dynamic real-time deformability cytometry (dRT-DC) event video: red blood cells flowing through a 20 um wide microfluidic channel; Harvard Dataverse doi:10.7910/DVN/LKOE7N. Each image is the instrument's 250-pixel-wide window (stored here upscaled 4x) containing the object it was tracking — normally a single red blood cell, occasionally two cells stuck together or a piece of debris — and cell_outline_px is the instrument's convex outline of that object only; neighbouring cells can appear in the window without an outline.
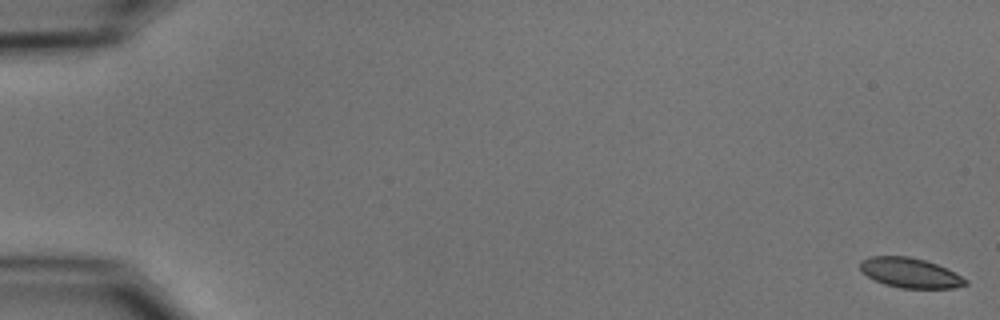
{"species": "common noctule bat (a hibernating species)", "species_latin": "Nyctalus noctula", "temperature_condition": "cold", "stored_images_in_passage": 56, "camera_frame_rate_fps": 3000, "um_per_image_px": 0.085, "animal": {"sex": "male", "body_mass_g": 15.6}, "frame": {"image": 1, "passage_image": 1, "time_ms": 0.0, "image_size_px": [1000, 320], "cell_outline_px": [[968, 284], [956, 288], [900, 288], [884, 284], [860, 272], [860, 260], [868, 256], [908, 256], [924, 260], [936, 264], [968, 280]], "centroid_in_image_um": [77.32, 23.19], "position_along_channel_um": 7.7, "area_um2": 18.26}}
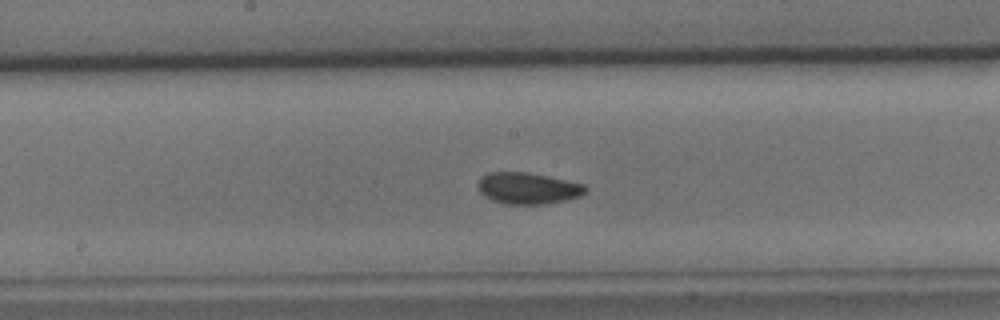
{"frame": {"image": 2, "passage_image": 30, "time_ms": 9.667, "image_size_px": [1000, 320], "cell_outline_px": [[588, 188], [580, 196], [548, 204], [508, 204], [492, 200], [484, 196], [480, 192], [480, 180], [488, 172], [528, 172], [548, 176], [584, 184]], "centroid_in_image_um": [44.9, 16.0], "position_along_channel_um": 203.3, "area_um2": 19.48}}
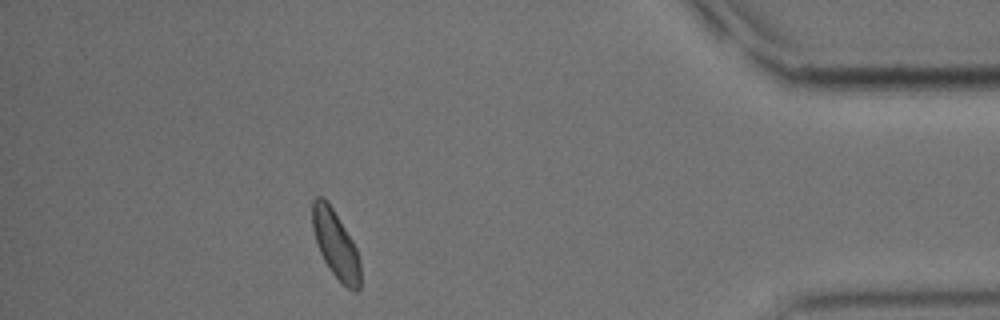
{"frame": {"image": 3, "passage_image": 50, "time_ms": 16.333, "image_size_px": [1000, 320], "cell_outline_px": [[360, 288], [356, 292], [348, 288], [328, 268], [320, 252], [312, 228], [312, 200], [316, 196], [324, 196], [332, 208], [352, 240], [356, 248], [360, 264]], "centroid_in_image_um": [28.51, 20.75], "position_along_channel_um": 406.7, "area_um2": 18.67}, "authors_computed_cell_mechanics": {"area_um2": 19.2474, "velocity_mm_per_s": 3.6867, "shape_relaxation_time_tau1_ms": 2.718, "shape_relaxation_time_tau2_ms": 2.108, "deformation_change_tau1": 0.0698, "deformation_change_tau2": 0.0622}}